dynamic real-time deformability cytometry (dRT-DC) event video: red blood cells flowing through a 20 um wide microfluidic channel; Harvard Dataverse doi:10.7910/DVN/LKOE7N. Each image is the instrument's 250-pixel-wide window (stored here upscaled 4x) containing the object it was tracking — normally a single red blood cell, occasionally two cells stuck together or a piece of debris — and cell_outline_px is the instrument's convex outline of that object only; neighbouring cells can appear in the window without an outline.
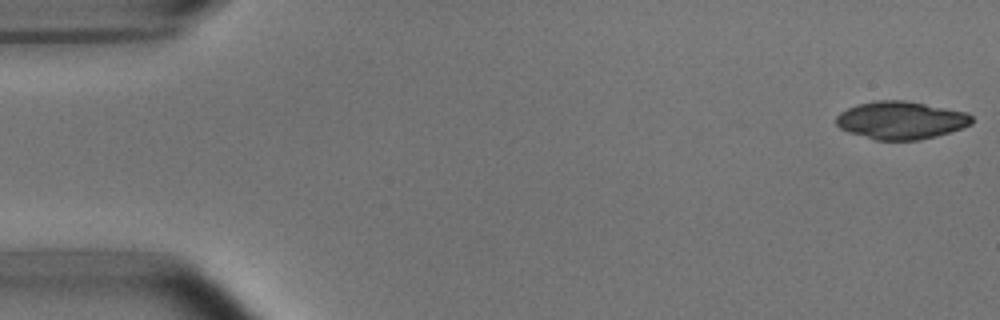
{"species": "common noctule bat (a hibernating species)", "species_latin": "Nyctalus noctula", "temperature_condition": "room temperature", "stored_images_in_passage": 5, "camera_frame_rate_fps": 3000, "um_per_image_px": 0.085, "animal": {"sex": "male", "body_mass_g": 15.6}, "frame": {"image": 1, "passage_image": 1, "time_ms": 0.0, "image_size_px": [1000, 320], "cell_outline_px": [[972, 124], [936, 136], [920, 140], [876, 140], [848, 132], [840, 128], [836, 124], [836, 116], [840, 112], [848, 108], [860, 104], [876, 100], [904, 100], [968, 112], [972, 116]], "centroid_in_image_um": [76.57, 10.22], "position_along_channel_um": 8.4, "area_um2": 29.77}}